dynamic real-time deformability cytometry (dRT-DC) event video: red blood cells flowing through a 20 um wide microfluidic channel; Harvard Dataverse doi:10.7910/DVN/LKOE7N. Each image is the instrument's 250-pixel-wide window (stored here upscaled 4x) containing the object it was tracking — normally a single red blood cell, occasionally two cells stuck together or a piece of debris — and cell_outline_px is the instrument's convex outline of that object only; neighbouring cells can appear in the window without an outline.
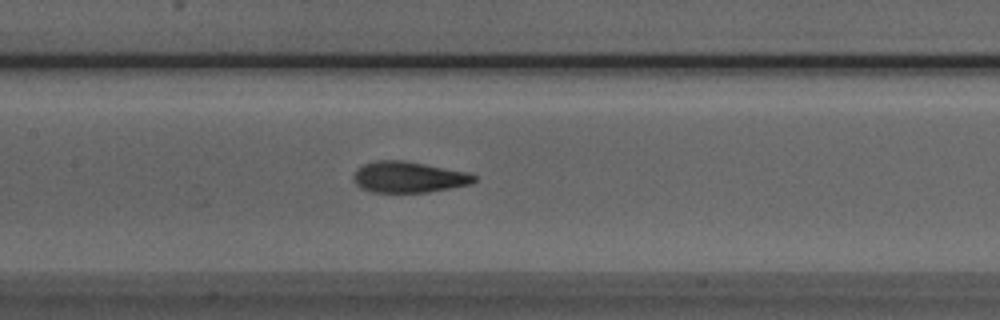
{"species": "Egyptian fruit bat (a non-hibernating species)", "species_latin": "Rousettus aegyptiacus", "temperature_condition": "room temperature", "stored_images_in_passage": 39, "camera_frame_rate_fps": 3000, "um_per_image_px": 0.085, "animal": {"sex": "male"}, "frame": {"image": 1, "passage_image": 12, "time_ms": 3.667, "image_size_px": [1000, 320], "cell_outline_px": [[476, 180], [472, 184], [428, 192], [372, 192], [360, 188], [352, 180], [352, 176], [356, 168], [364, 164], [376, 160], [404, 160], [468, 172], [476, 176]], "centroid_in_image_um": [34.7, 15.05], "position_along_channel_um": 172.7, "area_um2": 22.02}}
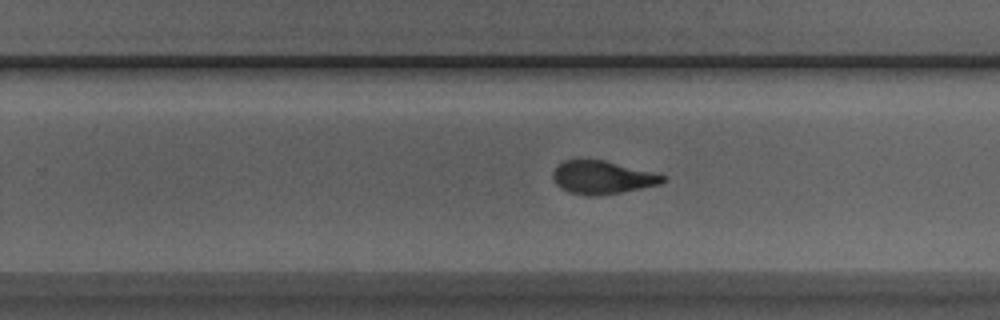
{"frame": {"image": 2, "passage_image": 20, "time_ms": 6.333, "image_size_px": [1000, 320], "cell_outline_px": [[668, 176], [660, 184], [600, 196], [584, 196], [568, 192], [560, 188], [556, 184], [552, 176], [552, 172], [556, 164], [564, 160], [604, 160], [660, 172]], "centroid_in_image_um": [51.21, 15.07], "position_along_channel_um": 278.6, "area_um2": 21.73}}
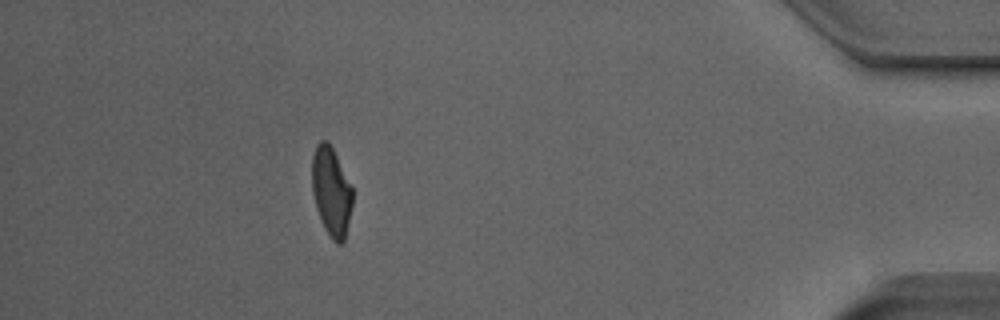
{"frame": {"image": 3, "passage_image": 34, "time_ms": 11.0, "image_size_px": [1000, 320], "cell_outline_px": [[352, 204], [344, 240], [340, 244], [336, 244], [332, 240], [324, 228], [316, 208], [312, 192], [312, 156], [316, 144], [320, 140], [328, 140], [352, 188]], "centroid_in_image_um": [28.13, 16.27], "position_along_channel_um": 407.1, "area_um2": 20.81}}